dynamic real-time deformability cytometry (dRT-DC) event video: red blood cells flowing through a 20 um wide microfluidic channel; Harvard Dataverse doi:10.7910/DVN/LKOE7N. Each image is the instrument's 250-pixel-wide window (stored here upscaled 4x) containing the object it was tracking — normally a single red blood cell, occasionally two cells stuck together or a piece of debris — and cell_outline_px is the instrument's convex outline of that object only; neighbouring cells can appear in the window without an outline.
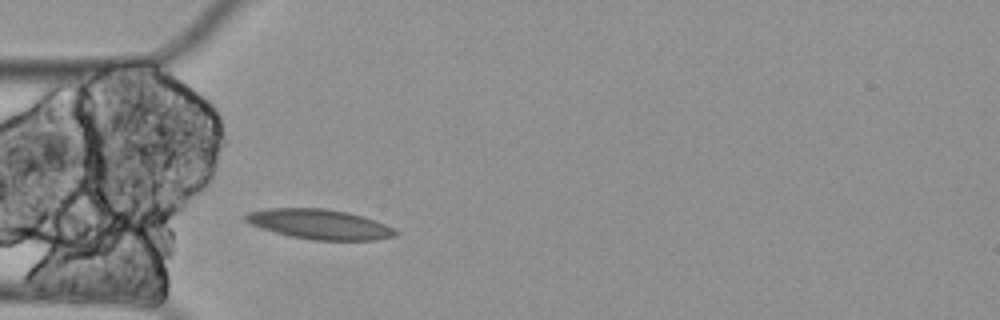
{"species": "Egyptian fruit bat (a non-hibernating species)", "species_latin": "Rousettus aegyptiacus", "temperature_condition": "cold", "stored_images_in_passage": 5, "segment_of_instrument_passage": [2, 2], "camera_frame_rate_fps": 3000, "um_per_image_px": 0.085, "animal": {"sex": "female"}, "frame": {"image": 1, "passage_image": 5, "time_ms": 1.333, "image_size_px": [1000, 320], "cell_outline_px": [[400, 232], [396, 236], [376, 240], [312, 240], [288, 236], [260, 228], [248, 224], [240, 216], [248, 212], [268, 208], [324, 208], [348, 212], [384, 224]], "centroid_in_image_um": [27.08, 19.06], "position_along_channel_um": 57.9, "area_um2": 26.3}}